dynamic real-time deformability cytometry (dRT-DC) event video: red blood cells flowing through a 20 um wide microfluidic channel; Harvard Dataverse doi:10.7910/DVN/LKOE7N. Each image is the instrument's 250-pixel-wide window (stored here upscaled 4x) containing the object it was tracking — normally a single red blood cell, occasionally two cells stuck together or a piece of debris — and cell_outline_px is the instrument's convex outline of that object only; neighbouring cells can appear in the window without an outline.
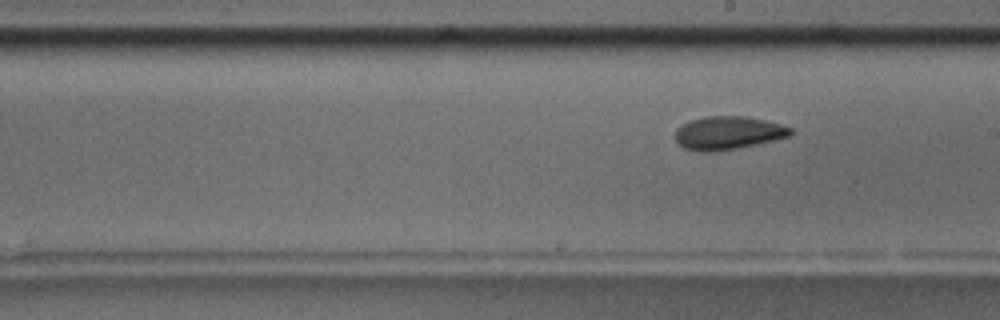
{"species": "common noctule bat (a hibernating species)", "species_latin": "Nyctalus noctula", "temperature_condition": "room temperature", "stored_images_in_passage": 7, "camera_frame_rate_fps": 3000, "um_per_image_px": 0.085, "animal": {"sex": "male", "body_mass_g": 17.5, "forearm_length_mm": 52.3}, "frame": {"image": 1, "passage_image": 7, "time_ms": 8.0, "image_size_px": [1000, 320], "cell_outline_px": [[792, 132], [788, 136], [776, 140], [736, 148], [712, 152], [696, 152], [684, 148], [676, 144], [676, 128], [692, 120], [708, 116], [748, 116], [780, 124], [792, 128]], "centroid_in_image_um": [61.86, 11.31], "position_along_channel_um": 227.1, "area_um2": 22.31}}